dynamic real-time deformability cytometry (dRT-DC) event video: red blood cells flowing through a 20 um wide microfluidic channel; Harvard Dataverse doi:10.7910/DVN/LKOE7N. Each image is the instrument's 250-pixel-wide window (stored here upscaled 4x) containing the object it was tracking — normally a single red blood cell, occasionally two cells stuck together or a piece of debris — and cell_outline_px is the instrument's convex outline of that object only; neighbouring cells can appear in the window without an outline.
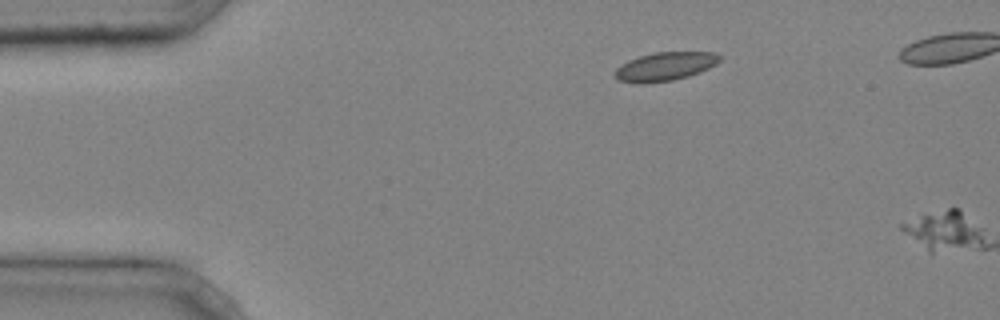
{"species": "common noctule bat (a hibernating species)", "species_latin": "Nyctalus noctula", "temperature_condition": "cold", "stored_images_in_passage": 2, "camera_frame_rate_fps": 3000, "um_per_image_px": 0.085, "animal": {"sex": "male", "body_mass_g": 20.4}, "frame": {"image": 1, "passage_image": 1, "time_ms": 0.0, "image_size_px": [1000, 320], "cell_outline_px": [[720, 60], [716, 64], [700, 72], [688, 76], [672, 80], [640, 84], [636, 84], [620, 80], [616, 76], [616, 68], [628, 60], [640, 56], [656, 52], [716, 52], [720, 56]], "centroid_in_image_um": [56.54, 5.65], "position_along_channel_um": 28.5, "area_um2": 17.28}}